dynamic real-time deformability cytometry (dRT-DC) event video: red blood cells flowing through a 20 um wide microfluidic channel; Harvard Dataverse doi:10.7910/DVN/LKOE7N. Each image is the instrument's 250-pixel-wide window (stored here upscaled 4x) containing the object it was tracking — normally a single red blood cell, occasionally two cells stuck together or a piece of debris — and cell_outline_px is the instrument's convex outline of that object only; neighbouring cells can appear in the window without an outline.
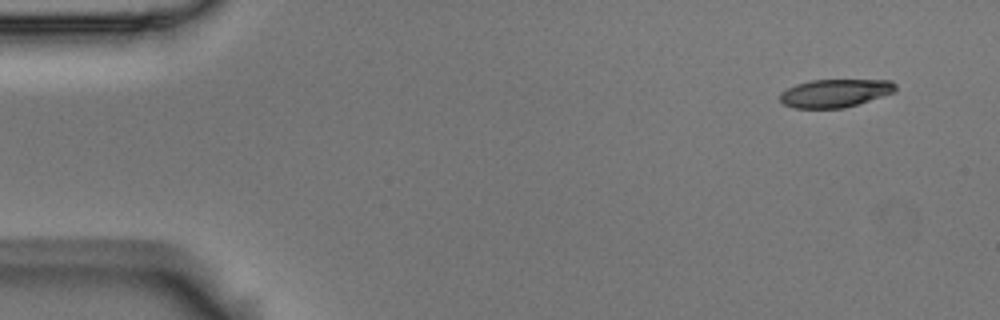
{"species": "Egyptian fruit bat (a non-hibernating species)", "species_latin": "Rousettus aegyptiacus", "temperature_condition": "room temperature", "stored_images_in_passage": 4, "camera_frame_rate_fps": 3000, "um_per_image_px": 0.085, "animal": {"sex": "male"}, "frame": {"image": 1, "passage_image": 1, "time_ms": 0.0, "image_size_px": [1000, 320], "cell_outline_px": [[896, 92], [844, 108], [792, 108], [784, 104], [780, 100], [780, 92], [796, 84], [812, 80], [892, 80], [896, 84]], "centroid_in_image_um": [70.99, 7.91], "position_along_channel_um": 14.0, "area_um2": 18.96}}
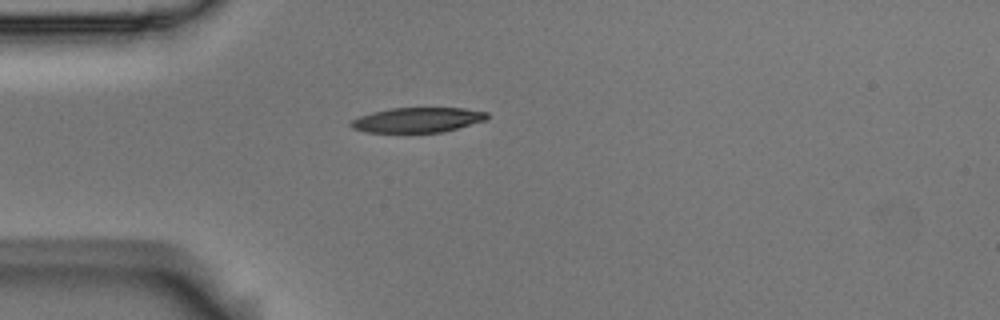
{"frame": {"image": 2, "passage_image": 4, "time_ms": 1.0, "image_size_px": [1000, 320], "cell_outline_px": [[488, 120], [444, 132], [364, 132], [352, 128], [348, 124], [352, 120], [360, 116], [372, 112], [392, 108], [464, 108], [488, 112]], "centroid_in_image_um": [35.52, 10.19], "position_along_channel_um": 49.5, "area_um2": 19.88}}